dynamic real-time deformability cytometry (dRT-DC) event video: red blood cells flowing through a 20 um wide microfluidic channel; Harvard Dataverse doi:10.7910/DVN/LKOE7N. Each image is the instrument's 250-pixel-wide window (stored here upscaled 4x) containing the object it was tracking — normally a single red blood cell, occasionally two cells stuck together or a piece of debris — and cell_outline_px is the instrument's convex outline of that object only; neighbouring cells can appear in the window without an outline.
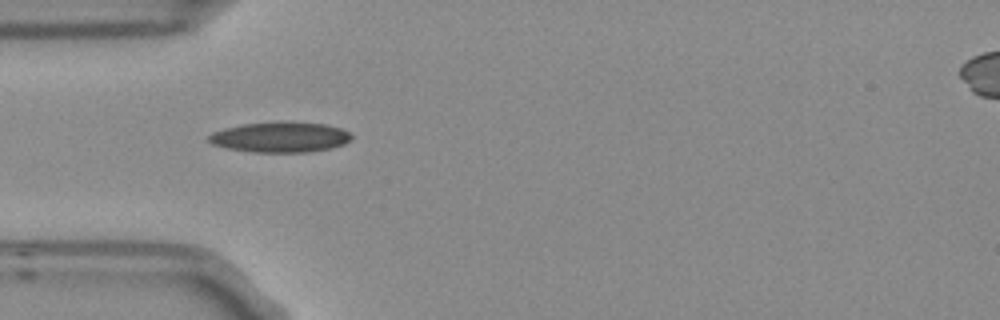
{"species": "Egyptian fruit bat (a non-hibernating species)", "species_latin": "Rousettus aegyptiacus", "temperature_condition": "room temperature", "stored_images_in_passage": 3, "camera_frame_rate_fps": 3000, "um_per_image_px": 0.085, "frame": {"image": 1, "passage_image": 2, "time_ms": 0.333, "image_size_px": [1000, 320], "cell_outline_px": [[352, 136], [344, 144], [332, 148], [304, 152], [252, 152], [224, 148], [212, 144], [208, 140], [208, 136], [212, 132], [224, 128], [244, 124], [288, 120], [328, 124], [340, 128], [348, 132]], "centroid_in_image_um": [23.8, 11.64], "position_along_channel_um": 61.2, "area_um2": 25.61}}